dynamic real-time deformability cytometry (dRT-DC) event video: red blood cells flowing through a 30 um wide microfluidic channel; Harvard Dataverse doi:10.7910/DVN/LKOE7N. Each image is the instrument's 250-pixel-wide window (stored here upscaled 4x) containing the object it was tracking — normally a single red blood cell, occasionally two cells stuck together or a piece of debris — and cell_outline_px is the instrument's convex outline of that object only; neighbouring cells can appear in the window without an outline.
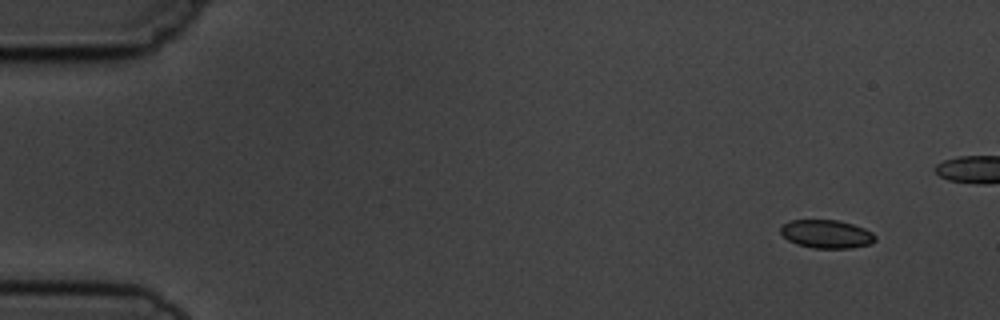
{"species": "common noctule bat (a hibernating species)", "species_latin": "Nyctalus noctula", "temperature_condition": "cold", "stored_images_in_passage": 6, "camera_frame_rate_fps": 3000, "um_per_image_px": 0.085, "animal": {"sex": "male", "body_mass_g": 19.5, "forearm_length_mm": 54.6}, "frame": {"image": 1, "passage_image": 1, "time_ms": 0.0, "image_size_px": [1000, 320], "cell_outline_px": [[876, 240], [872, 244], [852, 248], [812, 248], [796, 244], [788, 240], [780, 232], [780, 224], [788, 220], [840, 220], [864, 228], [872, 232], [876, 236]], "centroid_in_image_um": [70.24, 19.89], "position_along_channel_um": 14.8, "area_um2": 15.9}}
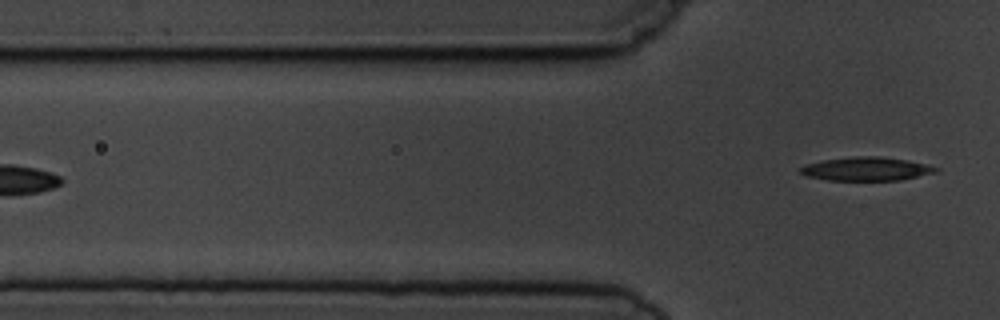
{"frame": {"image": 2, "passage_image": 6, "time_ms": 6.0, "image_size_px": [1000, 320], "cell_outline_px": [[940, 168], [936, 172], [900, 180], [828, 180], [808, 176], [800, 172], [800, 168], [804, 164], [824, 160], [852, 156], [876, 156], [908, 160]], "centroid_in_image_um": [73.63, 14.35], "position_along_channel_um": 52.2, "area_um2": 18.44}}